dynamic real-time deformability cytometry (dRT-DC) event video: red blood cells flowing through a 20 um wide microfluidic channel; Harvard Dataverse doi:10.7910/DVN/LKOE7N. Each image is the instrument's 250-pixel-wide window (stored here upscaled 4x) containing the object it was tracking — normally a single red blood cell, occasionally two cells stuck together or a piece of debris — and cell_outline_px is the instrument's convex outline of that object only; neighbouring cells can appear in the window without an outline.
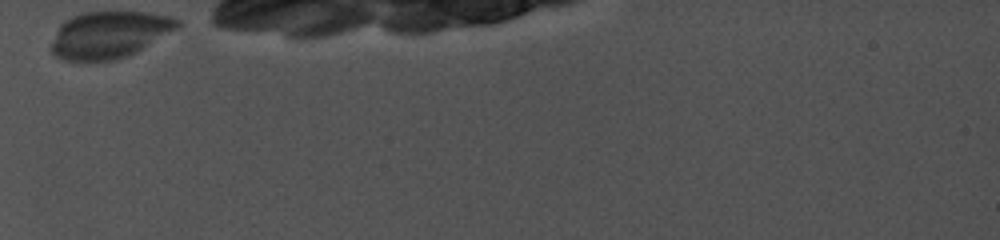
{"species": "common noctule bat (a hibernating species)", "species_latin": "Nyctalus noctula", "temperature_condition": "cold", "stored_images_in_passage": 10, "camera_frame_rate_fps": 5000, "um_per_image_px": 0.085, "animal": {"sex": "female", "body_mass_g": 19.0, "forearm_length_mm": 56.7}, "frame": {"image": 1, "passage_image": 1, "time_ms": 0.0, "image_size_px": [1000, 240], "cell_outline_px": [[184, 24], [140, 48], [132, 52], [108, 60], [68, 60], [56, 56], [52, 52], [52, 44], [56, 32], [60, 24], [64, 20], [72, 16], [84, 12], [148, 12], [168, 16], [180, 20]], "centroid_in_image_um": [9.26, 2.9], "position_along_channel_um": 75.7, "area_um2": 33.41}}